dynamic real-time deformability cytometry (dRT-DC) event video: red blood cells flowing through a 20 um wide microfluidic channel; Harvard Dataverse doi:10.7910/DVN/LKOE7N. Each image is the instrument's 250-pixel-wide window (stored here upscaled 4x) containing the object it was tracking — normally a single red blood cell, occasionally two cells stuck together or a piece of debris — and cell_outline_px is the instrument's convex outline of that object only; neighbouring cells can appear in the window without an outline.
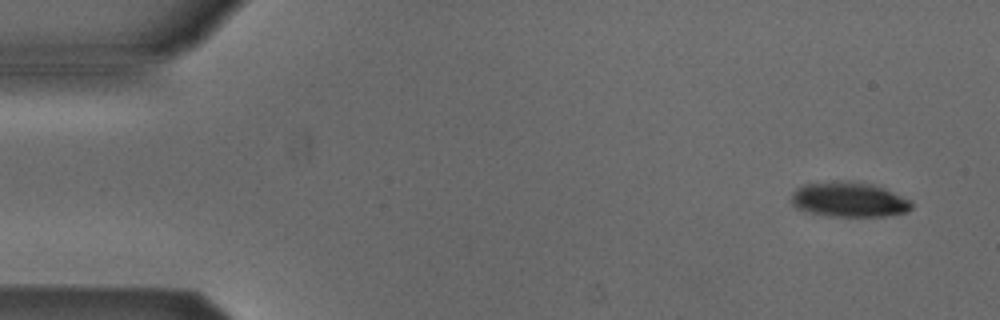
{"species": "Egyptian fruit bat (a non-hibernating species)", "species_latin": "Rousettus aegyptiacus", "temperature_condition": "cold", "stored_images_in_passage": 5, "camera_frame_rate_fps": 3000, "um_per_image_px": 0.085, "animal": {"sex": "male"}, "frame": {"image": 1, "passage_image": 1, "time_ms": 0.0, "image_size_px": [1000, 320], "cell_outline_px": [[912, 208], [908, 212], [884, 216], [828, 216], [796, 208], [792, 204], [792, 192], [796, 188], [808, 184], [872, 184], [884, 188], [908, 200], [912, 204]], "centroid_in_image_um": [72.18, 17.02], "position_along_channel_um": 12.8, "area_um2": 23.24}}
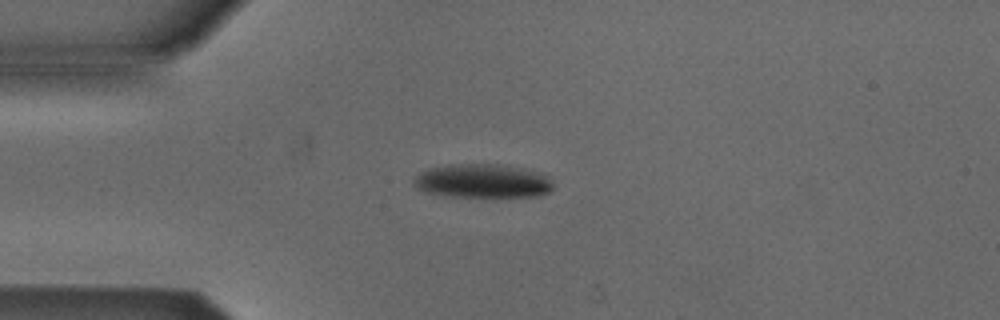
{"frame": {"image": 2, "passage_image": 3, "time_ms": 3.333, "image_size_px": [1000, 320], "cell_outline_px": [[552, 188], [548, 192], [540, 196], [444, 196], [424, 192], [416, 188], [412, 184], [412, 176], [428, 168], [448, 164], [500, 164], [524, 168], [540, 172], [548, 176], [552, 180]], "centroid_in_image_um": [40.97, 15.37], "position_along_channel_um": 44.0, "area_um2": 27.92}}
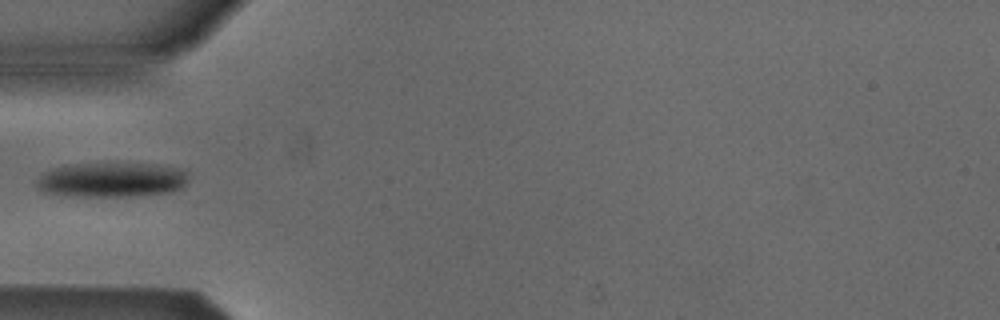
{"frame": {"image": 3, "passage_image": 4, "time_ms": 4.667, "image_size_px": [1000, 320], "cell_outline_px": [[188, 180], [184, 188], [172, 192], [136, 196], [72, 196], [44, 192], [36, 188], [36, 180], [44, 172], [52, 168], [64, 164], [156, 164], [180, 168], [188, 176]], "centroid_in_image_um": [9.5, 15.29], "position_along_channel_um": 75.5, "area_um2": 30.98}}